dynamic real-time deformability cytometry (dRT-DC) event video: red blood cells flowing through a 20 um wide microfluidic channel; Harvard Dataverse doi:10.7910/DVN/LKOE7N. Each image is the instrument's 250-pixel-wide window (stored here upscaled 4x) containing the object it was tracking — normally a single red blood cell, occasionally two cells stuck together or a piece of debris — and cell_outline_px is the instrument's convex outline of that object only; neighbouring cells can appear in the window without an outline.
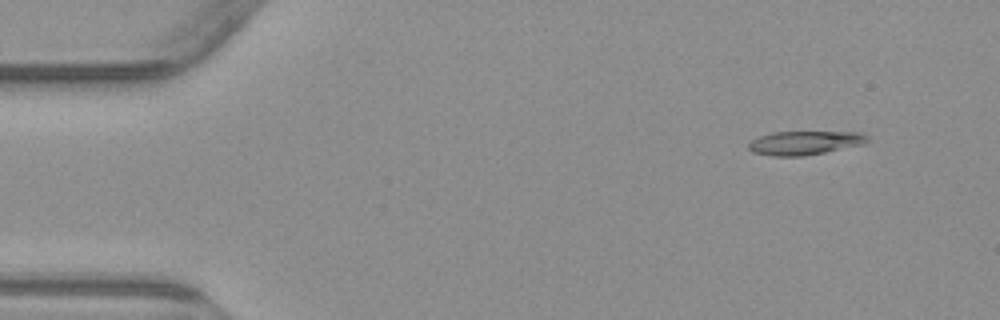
{"species": "common noctule bat (a hibernating species)", "species_latin": "Nyctalus noctula", "temperature_condition": "warm", "stored_images_in_passage": 5, "camera_frame_rate_fps": 3000, "um_per_image_px": 0.085, "animal": {"sex": "male", "body_mass_g": 23.1, "forearm_length_mm": 52.7}, "frame": {"image": 1, "passage_image": 2, "time_ms": 1.333, "image_size_px": [1000, 320], "cell_outline_px": [[872, 140], [864, 144], [804, 156], [772, 156], [752, 152], [748, 148], [748, 144], [752, 140], [760, 136], [772, 132], [860, 132], [868, 136]], "centroid_in_image_um": [68.42, 12.14], "position_along_channel_um": 16.6, "area_um2": 16.53}}
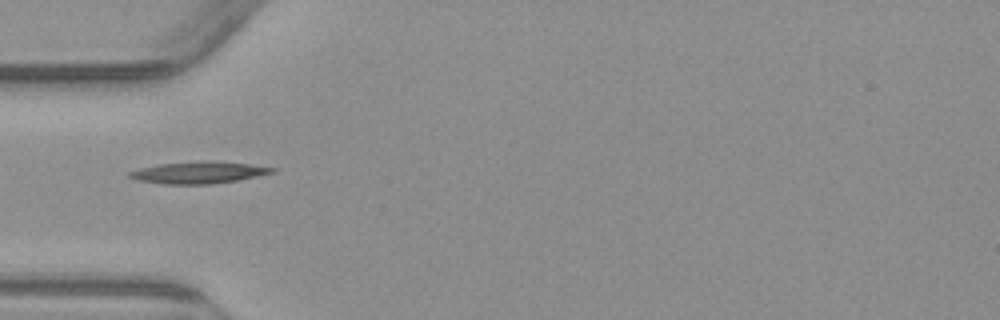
{"frame": {"image": 2, "passage_image": 5, "time_ms": 5.333, "image_size_px": [1000, 320], "cell_outline_px": [[276, 172], [236, 180], [212, 184], [164, 184], [136, 180], [128, 176], [128, 172], [140, 168], [160, 164], [204, 160], [208, 160], [248, 164], [276, 168]], "centroid_in_image_um": [16.86, 14.66], "position_along_channel_um": 68.1, "area_um2": 18.09}}